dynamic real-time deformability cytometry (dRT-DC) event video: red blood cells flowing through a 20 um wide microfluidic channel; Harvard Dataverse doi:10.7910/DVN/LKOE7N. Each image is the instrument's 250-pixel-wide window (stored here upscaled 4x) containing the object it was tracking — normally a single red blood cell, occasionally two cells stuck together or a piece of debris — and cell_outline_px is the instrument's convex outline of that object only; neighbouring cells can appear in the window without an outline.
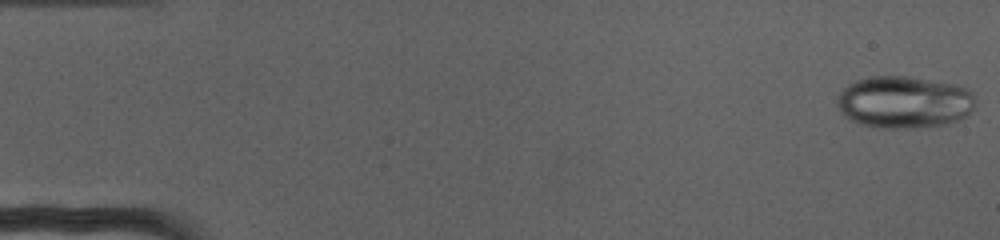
{"species": "human", "species_latin": "Homo sapiens", "temperature_condition": "cold", "stored_images_in_passage": 72, "camera_frame_rate_fps": 3000, "um_per_image_px": 0.085, "donor": {"sex": "female"}, "frame": {"image": 1, "passage_image": 1, "time_ms": 0.0, "image_size_px": [1000, 240], "cell_outline_px": [[976, 100], [972, 108], [964, 116], [948, 124], [916, 128], [884, 128], [860, 124], [848, 120], [840, 112], [836, 104], [836, 100], [840, 92], [848, 84], [856, 80], [868, 76], [908, 76], [956, 84], [968, 88], [972, 92]], "centroid_in_image_um": [76.82, 8.67], "position_along_channel_um": 8.2, "area_um2": 42.43}}
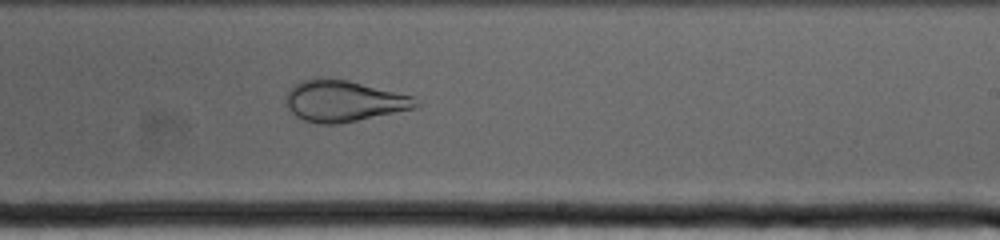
{"frame": {"image": 2, "passage_image": 44, "time_ms": 14.333, "image_size_px": [1000, 240], "cell_outline_px": [[420, 104], [416, 108], [336, 124], [316, 124], [304, 120], [296, 116], [284, 104], [284, 96], [292, 84], [300, 80], [316, 76], [320, 76], [348, 80], [416, 96]], "centroid_in_image_um": [29.16, 8.55], "position_along_channel_um": 259.8, "area_um2": 31.91}}
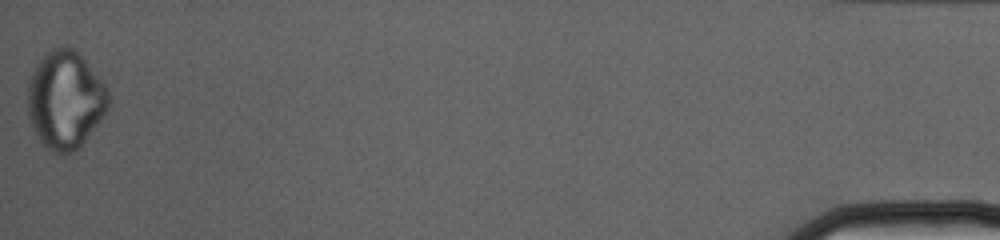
{"frame": {"image": 3, "passage_image": 72, "time_ms": 23.667, "image_size_px": [1000, 240], "cell_outline_px": [[108, 108], [100, 120], [84, 140], [72, 152], [64, 156], [60, 156], [52, 152], [40, 140], [32, 128], [28, 116], [28, 80], [36, 64], [52, 48], [60, 44], [72, 48], [104, 80], [108, 88]], "centroid_in_image_um": [5.53, 8.48], "position_along_channel_um": 429.7, "area_um2": 46.01}}